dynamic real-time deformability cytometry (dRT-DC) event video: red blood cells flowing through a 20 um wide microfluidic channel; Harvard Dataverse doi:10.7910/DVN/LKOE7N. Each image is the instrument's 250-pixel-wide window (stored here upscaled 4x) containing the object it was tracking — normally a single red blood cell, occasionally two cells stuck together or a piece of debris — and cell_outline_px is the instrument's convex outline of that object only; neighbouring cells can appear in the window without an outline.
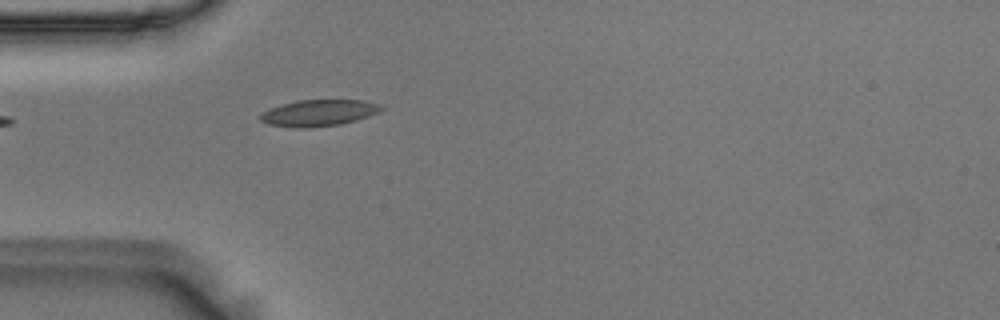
{"species": "Egyptian fruit bat (a non-hibernating species)", "species_latin": "Rousettus aegyptiacus", "temperature_condition": "room temperature", "stored_images_in_passage": 40, "camera_frame_rate_fps": 3000, "um_per_image_px": 0.085, "animal": {"sex": "male"}, "frame": {"image": 1, "passage_image": 1, "time_ms": 0.0, "image_size_px": [1000, 320], "cell_outline_px": [[384, 108], [380, 112], [356, 120], [340, 124], [308, 128], [296, 128], [268, 124], [260, 120], [260, 116], [264, 112], [272, 108], [296, 100], [364, 100], [380, 104]], "centroid_in_image_um": [27.13, 9.6], "position_along_channel_um": 57.9, "area_um2": 18.5}}
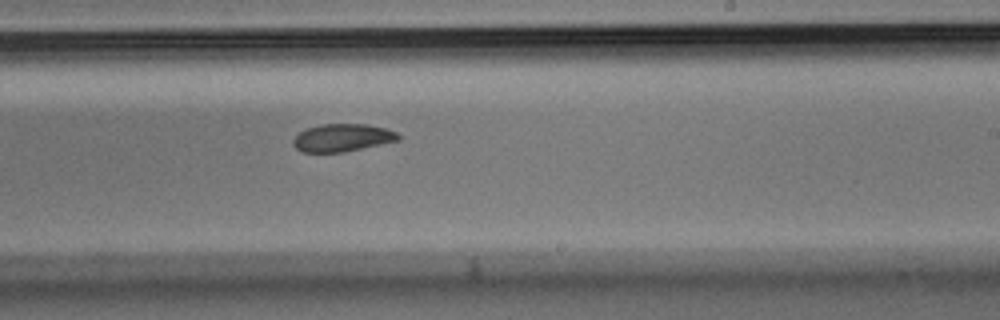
{"frame": {"image": 2, "passage_image": 18, "time_ms": 5.667, "image_size_px": [1000, 320], "cell_outline_px": [[400, 140], [344, 152], [300, 152], [292, 144], [292, 140], [300, 132], [308, 128], [320, 124], [368, 124], [384, 128], [396, 132], [400, 136]], "centroid_in_image_um": [29.09, 11.71], "position_along_channel_um": 259.9, "area_um2": 16.94}}
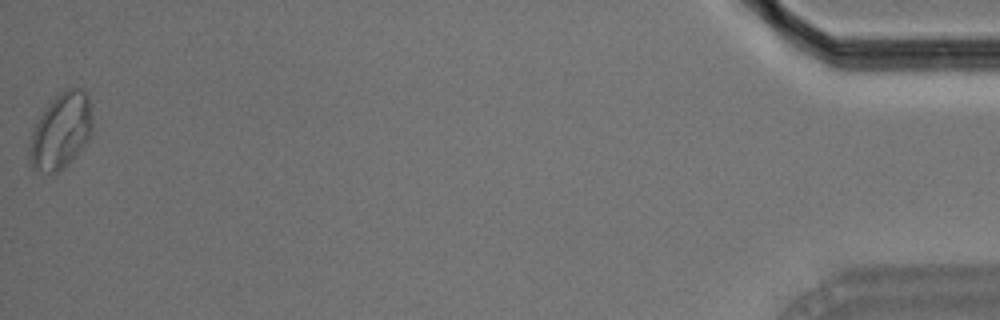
{"frame": {"image": 3, "passage_image": 40, "time_ms": 13.0, "image_size_px": [1000, 320], "cell_outline_px": [[92, 136], [72, 160], [64, 168], [56, 172], [48, 172], [32, 168], [28, 160], [28, 152], [32, 132], [44, 108], [60, 92], [68, 88], [80, 88], [88, 96], [92, 116]], "centroid_in_image_um": [5.18, 11.15], "position_along_channel_um": 430.0, "area_um2": 27.74}, "authors_computed_cell_mechanics": {"area_um2": 17.8891, "velocity_mm_per_s": 3.6243, "shape_relaxation_time_tau1_ms": 5.7177, "shape_relaxation_time_tau2_ms": 10.7258, "deformation_change_tau1": 0.1122, "deformation_change_tau2": 0.108}}